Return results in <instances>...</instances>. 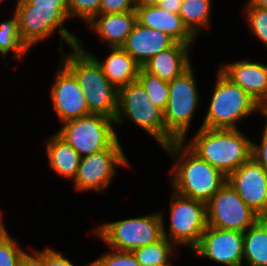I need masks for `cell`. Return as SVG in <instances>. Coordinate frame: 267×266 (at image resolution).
<instances>
[{
	"mask_svg": "<svg viewBox=\"0 0 267 266\" xmlns=\"http://www.w3.org/2000/svg\"><path fill=\"white\" fill-rule=\"evenodd\" d=\"M185 142L173 141L163 147L176 160L170 171L172 189L182 196L207 203L225 184L227 176L201 159Z\"/></svg>",
	"mask_w": 267,
	"mask_h": 266,
	"instance_id": "1",
	"label": "cell"
},
{
	"mask_svg": "<svg viewBox=\"0 0 267 266\" xmlns=\"http://www.w3.org/2000/svg\"><path fill=\"white\" fill-rule=\"evenodd\" d=\"M82 40L61 62L74 74L84 91L88 109L92 114L106 115L115 119L118 110V89L103 74L101 66L87 52Z\"/></svg>",
	"mask_w": 267,
	"mask_h": 266,
	"instance_id": "2",
	"label": "cell"
},
{
	"mask_svg": "<svg viewBox=\"0 0 267 266\" xmlns=\"http://www.w3.org/2000/svg\"><path fill=\"white\" fill-rule=\"evenodd\" d=\"M186 145L225 176L251 158L252 141L239 130V127L237 129L200 127Z\"/></svg>",
	"mask_w": 267,
	"mask_h": 266,
	"instance_id": "3",
	"label": "cell"
},
{
	"mask_svg": "<svg viewBox=\"0 0 267 266\" xmlns=\"http://www.w3.org/2000/svg\"><path fill=\"white\" fill-rule=\"evenodd\" d=\"M211 96L208 111L200 127L237 129V122L254 112L262 115L263 108L219 69Z\"/></svg>",
	"mask_w": 267,
	"mask_h": 266,
	"instance_id": "4",
	"label": "cell"
},
{
	"mask_svg": "<svg viewBox=\"0 0 267 266\" xmlns=\"http://www.w3.org/2000/svg\"><path fill=\"white\" fill-rule=\"evenodd\" d=\"M192 65L180 76L168 82L169 98L164 112L165 146L173 141H185L187 131L200 96Z\"/></svg>",
	"mask_w": 267,
	"mask_h": 266,
	"instance_id": "5",
	"label": "cell"
},
{
	"mask_svg": "<svg viewBox=\"0 0 267 266\" xmlns=\"http://www.w3.org/2000/svg\"><path fill=\"white\" fill-rule=\"evenodd\" d=\"M93 231L109 248L133 252L163 237V221L158 211L145 216L103 223Z\"/></svg>",
	"mask_w": 267,
	"mask_h": 266,
	"instance_id": "6",
	"label": "cell"
},
{
	"mask_svg": "<svg viewBox=\"0 0 267 266\" xmlns=\"http://www.w3.org/2000/svg\"><path fill=\"white\" fill-rule=\"evenodd\" d=\"M126 118L148 132L162 148L165 147L164 112L148 97L138 80L118 89L115 125H121Z\"/></svg>",
	"mask_w": 267,
	"mask_h": 266,
	"instance_id": "7",
	"label": "cell"
},
{
	"mask_svg": "<svg viewBox=\"0 0 267 266\" xmlns=\"http://www.w3.org/2000/svg\"><path fill=\"white\" fill-rule=\"evenodd\" d=\"M56 133L81 158L109 148L117 139L114 119L102 114H90L62 122Z\"/></svg>",
	"mask_w": 267,
	"mask_h": 266,
	"instance_id": "8",
	"label": "cell"
},
{
	"mask_svg": "<svg viewBox=\"0 0 267 266\" xmlns=\"http://www.w3.org/2000/svg\"><path fill=\"white\" fill-rule=\"evenodd\" d=\"M170 224L166 231L163 213V236L176 245H185L191 251L198 245L207 228L206 203L176 193H171ZM168 232V233H167Z\"/></svg>",
	"mask_w": 267,
	"mask_h": 266,
	"instance_id": "9",
	"label": "cell"
},
{
	"mask_svg": "<svg viewBox=\"0 0 267 266\" xmlns=\"http://www.w3.org/2000/svg\"><path fill=\"white\" fill-rule=\"evenodd\" d=\"M14 12L18 18L21 38L29 48L40 41H45L57 28H59L61 39L60 51H64L63 40L71 48L78 46L80 38L63 27L64 22L70 19L68 11L33 10L20 0Z\"/></svg>",
	"mask_w": 267,
	"mask_h": 266,
	"instance_id": "10",
	"label": "cell"
},
{
	"mask_svg": "<svg viewBox=\"0 0 267 266\" xmlns=\"http://www.w3.org/2000/svg\"><path fill=\"white\" fill-rule=\"evenodd\" d=\"M117 166L129 167L119 138L109 148L81 158L73 179L76 191L103 192L114 179Z\"/></svg>",
	"mask_w": 267,
	"mask_h": 266,
	"instance_id": "11",
	"label": "cell"
},
{
	"mask_svg": "<svg viewBox=\"0 0 267 266\" xmlns=\"http://www.w3.org/2000/svg\"><path fill=\"white\" fill-rule=\"evenodd\" d=\"M206 212L208 226L243 233L260 218L227 181L206 203Z\"/></svg>",
	"mask_w": 267,
	"mask_h": 266,
	"instance_id": "12",
	"label": "cell"
},
{
	"mask_svg": "<svg viewBox=\"0 0 267 266\" xmlns=\"http://www.w3.org/2000/svg\"><path fill=\"white\" fill-rule=\"evenodd\" d=\"M244 233L207 226L198 245L192 250L195 257H205L226 266L243 265Z\"/></svg>",
	"mask_w": 267,
	"mask_h": 266,
	"instance_id": "13",
	"label": "cell"
},
{
	"mask_svg": "<svg viewBox=\"0 0 267 266\" xmlns=\"http://www.w3.org/2000/svg\"><path fill=\"white\" fill-rule=\"evenodd\" d=\"M50 90L51 102L59 121L84 117L92 114L74 74L60 61Z\"/></svg>",
	"mask_w": 267,
	"mask_h": 266,
	"instance_id": "14",
	"label": "cell"
},
{
	"mask_svg": "<svg viewBox=\"0 0 267 266\" xmlns=\"http://www.w3.org/2000/svg\"><path fill=\"white\" fill-rule=\"evenodd\" d=\"M227 182L260 218L267 215V171L252 157L230 173Z\"/></svg>",
	"mask_w": 267,
	"mask_h": 266,
	"instance_id": "15",
	"label": "cell"
},
{
	"mask_svg": "<svg viewBox=\"0 0 267 266\" xmlns=\"http://www.w3.org/2000/svg\"><path fill=\"white\" fill-rule=\"evenodd\" d=\"M219 70L245 90L262 108L267 105V65L245 60L221 65Z\"/></svg>",
	"mask_w": 267,
	"mask_h": 266,
	"instance_id": "16",
	"label": "cell"
},
{
	"mask_svg": "<svg viewBox=\"0 0 267 266\" xmlns=\"http://www.w3.org/2000/svg\"><path fill=\"white\" fill-rule=\"evenodd\" d=\"M135 11L139 24L167 34L176 43L193 45L196 38L186 28L179 14L171 13L158 5L138 6Z\"/></svg>",
	"mask_w": 267,
	"mask_h": 266,
	"instance_id": "17",
	"label": "cell"
},
{
	"mask_svg": "<svg viewBox=\"0 0 267 266\" xmlns=\"http://www.w3.org/2000/svg\"><path fill=\"white\" fill-rule=\"evenodd\" d=\"M174 43L167 34L137 22L122 48L143 67L153 56L170 48Z\"/></svg>",
	"mask_w": 267,
	"mask_h": 266,
	"instance_id": "18",
	"label": "cell"
},
{
	"mask_svg": "<svg viewBox=\"0 0 267 266\" xmlns=\"http://www.w3.org/2000/svg\"><path fill=\"white\" fill-rule=\"evenodd\" d=\"M137 23L136 11L114 14H99L88 24L107 47H122Z\"/></svg>",
	"mask_w": 267,
	"mask_h": 266,
	"instance_id": "19",
	"label": "cell"
},
{
	"mask_svg": "<svg viewBox=\"0 0 267 266\" xmlns=\"http://www.w3.org/2000/svg\"><path fill=\"white\" fill-rule=\"evenodd\" d=\"M190 47L183 43H174L143 65V69L148 73L170 82L180 76L191 66Z\"/></svg>",
	"mask_w": 267,
	"mask_h": 266,
	"instance_id": "20",
	"label": "cell"
},
{
	"mask_svg": "<svg viewBox=\"0 0 267 266\" xmlns=\"http://www.w3.org/2000/svg\"><path fill=\"white\" fill-rule=\"evenodd\" d=\"M85 52L97 61L103 74L117 89L137 81L141 66L122 47H109V55L102 62L94 53Z\"/></svg>",
	"mask_w": 267,
	"mask_h": 266,
	"instance_id": "21",
	"label": "cell"
},
{
	"mask_svg": "<svg viewBox=\"0 0 267 266\" xmlns=\"http://www.w3.org/2000/svg\"><path fill=\"white\" fill-rule=\"evenodd\" d=\"M46 153L48 165L59 177L73 181L80 164L81 156L61 139L56 133L51 135L46 141Z\"/></svg>",
	"mask_w": 267,
	"mask_h": 266,
	"instance_id": "22",
	"label": "cell"
},
{
	"mask_svg": "<svg viewBox=\"0 0 267 266\" xmlns=\"http://www.w3.org/2000/svg\"><path fill=\"white\" fill-rule=\"evenodd\" d=\"M243 262L247 266H267V221L259 218L244 232Z\"/></svg>",
	"mask_w": 267,
	"mask_h": 266,
	"instance_id": "23",
	"label": "cell"
},
{
	"mask_svg": "<svg viewBox=\"0 0 267 266\" xmlns=\"http://www.w3.org/2000/svg\"><path fill=\"white\" fill-rule=\"evenodd\" d=\"M210 11L211 0H183L179 15L189 32L197 38L204 28H209Z\"/></svg>",
	"mask_w": 267,
	"mask_h": 266,
	"instance_id": "24",
	"label": "cell"
},
{
	"mask_svg": "<svg viewBox=\"0 0 267 266\" xmlns=\"http://www.w3.org/2000/svg\"><path fill=\"white\" fill-rule=\"evenodd\" d=\"M30 48L24 43L19 32L18 18L15 12L10 19L0 22V54L5 61L6 55L13 52L20 61Z\"/></svg>",
	"mask_w": 267,
	"mask_h": 266,
	"instance_id": "25",
	"label": "cell"
},
{
	"mask_svg": "<svg viewBox=\"0 0 267 266\" xmlns=\"http://www.w3.org/2000/svg\"><path fill=\"white\" fill-rule=\"evenodd\" d=\"M164 236L155 243L142 246L133 251L141 266H167L170 256L174 254V245Z\"/></svg>",
	"mask_w": 267,
	"mask_h": 266,
	"instance_id": "26",
	"label": "cell"
},
{
	"mask_svg": "<svg viewBox=\"0 0 267 266\" xmlns=\"http://www.w3.org/2000/svg\"><path fill=\"white\" fill-rule=\"evenodd\" d=\"M137 80L143 85L153 103L164 111L169 98L168 82L148 73L142 67Z\"/></svg>",
	"mask_w": 267,
	"mask_h": 266,
	"instance_id": "27",
	"label": "cell"
},
{
	"mask_svg": "<svg viewBox=\"0 0 267 266\" xmlns=\"http://www.w3.org/2000/svg\"><path fill=\"white\" fill-rule=\"evenodd\" d=\"M244 13L252 35L267 46V9L246 5Z\"/></svg>",
	"mask_w": 267,
	"mask_h": 266,
	"instance_id": "28",
	"label": "cell"
},
{
	"mask_svg": "<svg viewBox=\"0 0 267 266\" xmlns=\"http://www.w3.org/2000/svg\"><path fill=\"white\" fill-rule=\"evenodd\" d=\"M104 254L90 262L91 266H141L131 251H120L111 248V251Z\"/></svg>",
	"mask_w": 267,
	"mask_h": 266,
	"instance_id": "29",
	"label": "cell"
},
{
	"mask_svg": "<svg viewBox=\"0 0 267 266\" xmlns=\"http://www.w3.org/2000/svg\"><path fill=\"white\" fill-rule=\"evenodd\" d=\"M101 0H68L69 18L79 17L86 25L99 15Z\"/></svg>",
	"mask_w": 267,
	"mask_h": 266,
	"instance_id": "30",
	"label": "cell"
},
{
	"mask_svg": "<svg viewBox=\"0 0 267 266\" xmlns=\"http://www.w3.org/2000/svg\"><path fill=\"white\" fill-rule=\"evenodd\" d=\"M24 252L8 233L0 240V266H18Z\"/></svg>",
	"mask_w": 267,
	"mask_h": 266,
	"instance_id": "31",
	"label": "cell"
},
{
	"mask_svg": "<svg viewBox=\"0 0 267 266\" xmlns=\"http://www.w3.org/2000/svg\"><path fill=\"white\" fill-rule=\"evenodd\" d=\"M135 9V0H101L99 14L123 13Z\"/></svg>",
	"mask_w": 267,
	"mask_h": 266,
	"instance_id": "32",
	"label": "cell"
},
{
	"mask_svg": "<svg viewBox=\"0 0 267 266\" xmlns=\"http://www.w3.org/2000/svg\"><path fill=\"white\" fill-rule=\"evenodd\" d=\"M33 10L68 11V0H22Z\"/></svg>",
	"mask_w": 267,
	"mask_h": 266,
	"instance_id": "33",
	"label": "cell"
},
{
	"mask_svg": "<svg viewBox=\"0 0 267 266\" xmlns=\"http://www.w3.org/2000/svg\"><path fill=\"white\" fill-rule=\"evenodd\" d=\"M251 157L267 171V123L264 125L260 144L252 141Z\"/></svg>",
	"mask_w": 267,
	"mask_h": 266,
	"instance_id": "34",
	"label": "cell"
},
{
	"mask_svg": "<svg viewBox=\"0 0 267 266\" xmlns=\"http://www.w3.org/2000/svg\"><path fill=\"white\" fill-rule=\"evenodd\" d=\"M44 266H76L62 252L56 251L53 248L47 247L44 249ZM83 266H91V263Z\"/></svg>",
	"mask_w": 267,
	"mask_h": 266,
	"instance_id": "35",
	"label": "cell"
},
{
	"mask_svg": "<svg viewBox=\"0 0 267 266\" xmlns=\"http://www.w3.org/2000/svg\"><path fill=\"white\" fill-rule=\"evenodd\" d=\"M33 254L24 252L18 266H44V250L33 251Z\"/></svg>",
	"mask_w": 267,
	"mask_h": 266,
	"instance_id": "36",
	"label": "cell"
},
{
	"mask_svg": "<svg viewBox=\"0 0 267 266\" xmlns=\"http://www.w3.org/2000/svg\"><path fill=\"white\" fill-rule=\"evenodd\" d=\"M182 2L183 0H161L158 6L171 13L179 14Z\"/></svg>",
	"mask_w": 267,
	"mask_h": 266,
	"instance_id": "37",
	"label": "cell"
},
{
	"mask_svg": "<svg viewBox=\"0 0 267 266\" xmlns=\"http://www.w3.org/2000/svg\"><path fill=\"white\" fill-rule=\"evenodd\" d=\"M161 0H135L136 7L138 6H154L158 5Z\"/></svg>",
	"mask_w": 267,
	"mask_h": 266,
	"instance_id": "38",
	"label": "cell"
},
{
	"mask_svg": "<svg viewBox=\"0 0 267 266\" xmlns=\"http://www.w3.org/2000/svg\"><path fill=\"white\" fill-rule=\"evenodd\" d=\"M247 5H257L267 9V0H248Z\"/></svg>",
	"mask_w": 267,
	"mask_h": 266,
	"instance_id": "39",
	"label": "cell"
},
{
	"mask_svg": "<svg viewBox=\"0 0 267 266\" xmlns=\"http://www.w3.org/2000/svg\"><path fill=\"white\" fill-rule=\"evenodd\" d=\"M1 213L2 212L0 210V240L9 233L7 232L8 231L7 228H5L6 226L2 220L3 218H2Z\"/></svg>",
	"mask_w": 267,
	"mask_h": 266,
	"instance_id": "40",
	"label": "cell"
},
{
	"mask_svg": "<svg viewBox=\"0 0 267 266\" xmlns=\"http://www.w3.org/2000/svg\"><path fill=\"white\" fill-rule=\"evenodd\" d=\"M262 114L264 117H266V123H267V105L263 108Z\"/></svg>",
	"mask_w": 267,
	"mask_h": 266,
	"instance_id": "41",
	"label": "cell"
},
{
	"mask_svg": "<svg viewBox=\"0 0 267 266\" xmlns=\"http://www.w3.org/2000/svg\"><path fill=\"white\" fill-rule=\"evenodd\" d=\"M3 1H4V0H0V3L3 2ZM5 1H6V0H5ZM19 1H20V0H17L16 5L18 4Z\"/></svg>",
	"mask_w": 267,
	"mask_h": 266,
	"instance_id": "42",
	"label": "cell"
}]
</instances>
